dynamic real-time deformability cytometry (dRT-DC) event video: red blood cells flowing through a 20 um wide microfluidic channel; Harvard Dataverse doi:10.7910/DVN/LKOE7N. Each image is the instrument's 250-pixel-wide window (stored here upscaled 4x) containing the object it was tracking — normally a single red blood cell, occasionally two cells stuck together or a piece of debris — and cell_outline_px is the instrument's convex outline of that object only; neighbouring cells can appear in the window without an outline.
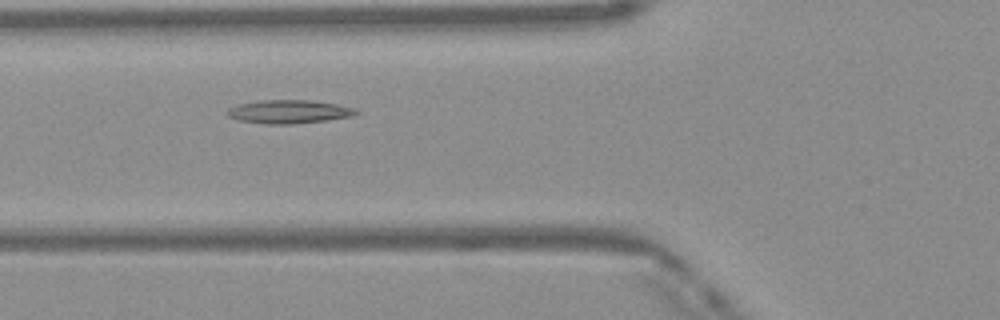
{"species": "Egyptian fruit bat (a non-hibernating species)", "species_latin": "Rousettus aegyptiacus", "temperature_condition": "warm", "stored_images_in_passage": 42, "camera_frame_rate_fps": 3000, "um_per_image_px": 0.085, "frame": {"image": 1, "passage_image": 11, "time_ms": 3.333, "image_size_px": [1000, 320], "cell_outline_px": [[360, 112], [352, 116], [328, 120], [292, 124], [268, 124], [240, 120], [228, 116], [228, 108], [240, 104], [260, 100], [312, 100], [336, 104], [356, 108]], "centroid_in_image_um": [24.61, 9.49], "position_along_channel_um": 101.2, "area_um2": 17.51}}
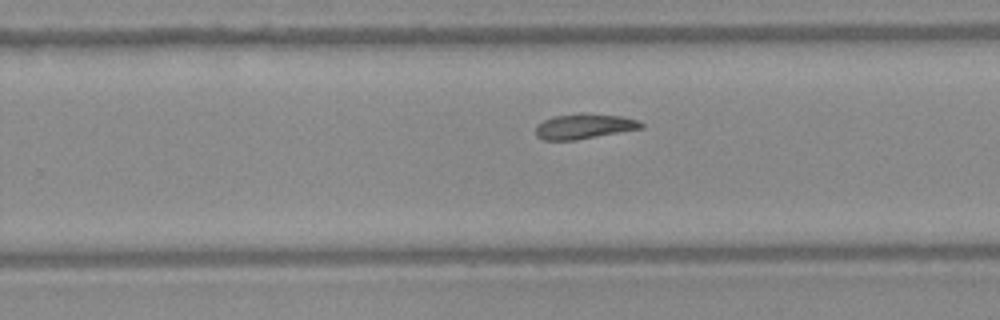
{"frame": {"image": 2, "passage_image": 24, "time_ms": 7.667, "image_size_px": [1000, 320], "cell_outline_px": [[644, 128], [576, 140], [544, 140], [536, 136], [536, 124], [552, 116], [580, 112], [584, 112], [620, 116], [640, 120], [644, 124]], "centroid_in_image_um": [49.66, 10.72], "position_along_channel_um": 280.1, "area_um2": 15.78}}
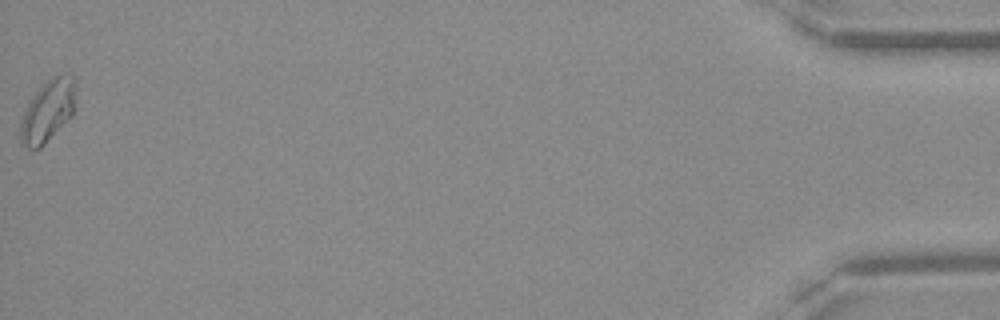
{"frame": {"image": 3, "passage_image": 42, "time_ms": 13.667, "image_size_px": [1000, 320], "cell_outline_px": [[76, 92], [72, 116], [40, 148], [28, 148], [20, 144], [20, 124], [28, 100], [52, 76], [72, 72], [76, 76]], "centroid_in_image_um": [4.09, 9.38], "position_along_channel_um": 431.1, "area_um2": 20.23}}